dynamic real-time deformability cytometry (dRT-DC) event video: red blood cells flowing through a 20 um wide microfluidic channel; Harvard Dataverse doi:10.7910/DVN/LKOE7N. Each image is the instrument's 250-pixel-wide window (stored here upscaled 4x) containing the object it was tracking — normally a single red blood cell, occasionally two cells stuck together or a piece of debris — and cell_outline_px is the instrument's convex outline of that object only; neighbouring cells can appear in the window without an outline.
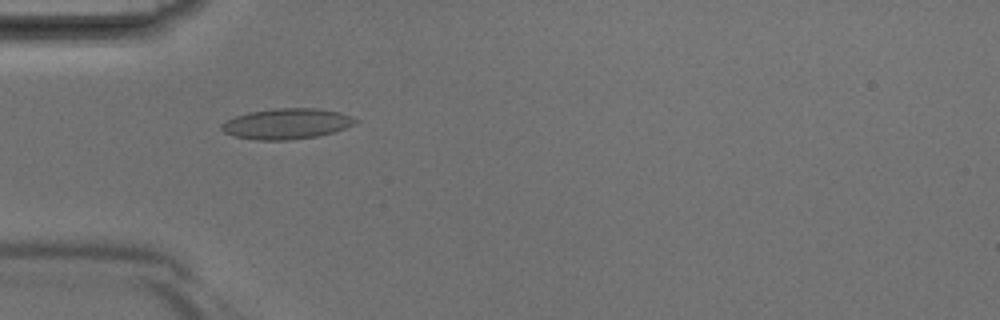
{"species": "Egyptian fruit bat (a non-hibernating species)", "species_latin": "Rousettus aegyptiacus", "temperature_condition": "room temperature", "stored_images_in_passage": 32, "camera_frame_rate_fps": 3000, "um_per_image_px": 0.085, "animal": {"sex": "male"}, "frame": {"image": 1, "passage_image": 4, "time_ms": 1.0, "image_size_px": [1000, 320], "cell_outline_px": [[360, 120], [356, 124], [336, 132], [316, 136], [288, 140], [256, 140], [232, 136], [224, 132], [220, 128], [220, 124], [236, 116], [248, 112], [276, 108], [316, 108], [340, 112], [352, 116]], "centroid_in_image_um": [24.4, 10.52], "position_along_channel_um": 60.6, "area_um2": 24.1}}
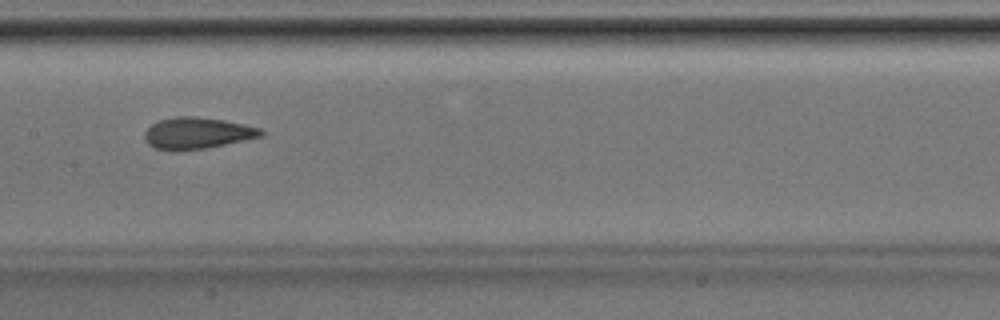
{"frame": {"image": 2, "passage_image": 12, "time_ms": 3.667, "image_size_px": [1000, 320], "cell_outline_px": [[264, 136], [208, 148], [176, 152], [172, 152], [152, 148], [148, 144], [144, 136], [144, 132], [152, 124], [160, 120], [176, 116], [196, 116], [224, 120], [244, 124], [260, 128], [264, 132]], "centroid_in_image_um": [16.75, 11.34], "position_along_channel_um": 190.7, "area_um2": 21.79}}
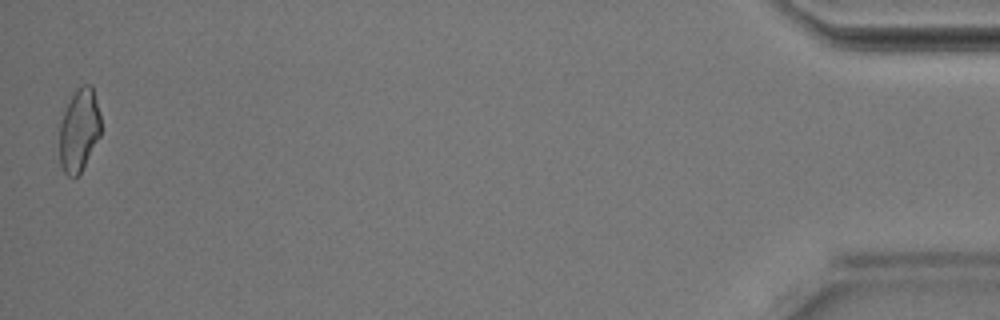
{"frame": {"image": 3, "passage_image": 32, "time_ms": 10.333, "image_size_px": [1000, 320], "cell_outline_px": [[100, 136], [80, 172], [76, 176], [68, 176], [64, 172], [60, 164], [60, 124], [64, 112], [72, 96], [84, 84], [92, 84], [100, 116]], "centroid_in_image_um": [6.73, 11.07], "position_along_channel_um": 428.5, "area_um2": 19.48}}